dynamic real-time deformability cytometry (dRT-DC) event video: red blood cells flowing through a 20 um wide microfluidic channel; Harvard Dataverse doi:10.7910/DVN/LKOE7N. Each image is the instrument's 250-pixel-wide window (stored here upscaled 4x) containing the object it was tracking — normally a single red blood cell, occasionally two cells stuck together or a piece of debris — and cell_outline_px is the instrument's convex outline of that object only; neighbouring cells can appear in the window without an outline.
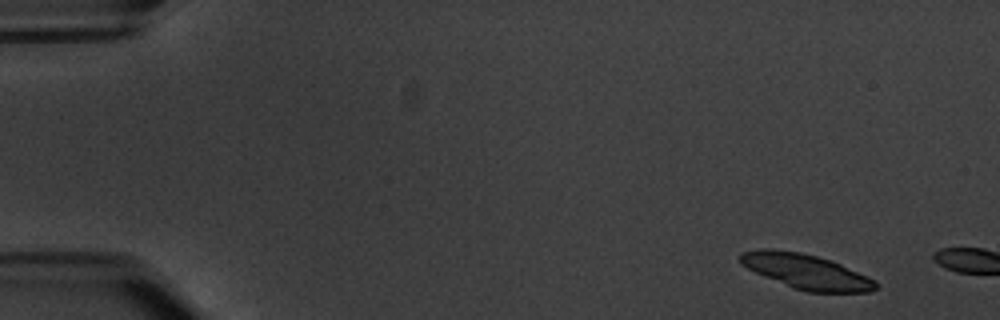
{"species": "common noctule bat (a hibernating species)", "species_latin": "Nyctalus noctula", "temperature_condition": "warm", "stored_images_in_passage": 2, "camera_frame_rate_fps": 3000, "um_per_image_px": 0.085, "animal": {"sex": "male", "body_mass_g": 20.1, "forearm_length_mm": 53.5}, "frame": {"image": 1, "passage_image": 1, "time_ms": 0.0, "image_size_px": [1000, 320], "cell_outline_px": [[880, 284], [872, 292], [808, 292], [792, 288], [764, 276], [740, 264], [740, 252], [756, 248], [772, 248], [800, 252], [816, 256], [840, 264], [868, 276], [876, 280]], "centroid_in_image_um": [68.51, 23.07], "position_along_channel_um": 16.5, "area_um2": 27.63}}